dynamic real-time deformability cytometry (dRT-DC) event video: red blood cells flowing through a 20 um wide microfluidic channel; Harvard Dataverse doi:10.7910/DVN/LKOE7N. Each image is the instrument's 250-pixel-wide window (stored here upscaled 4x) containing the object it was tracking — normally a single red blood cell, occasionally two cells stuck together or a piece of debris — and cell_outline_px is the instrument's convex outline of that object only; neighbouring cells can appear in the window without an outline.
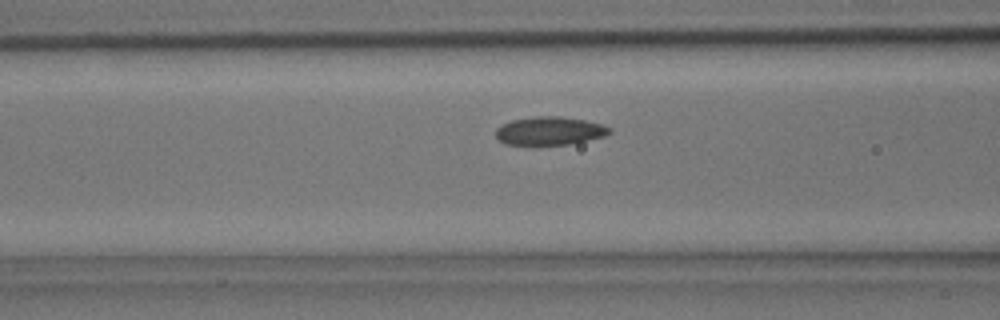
{"species": "common noctule bat (a hibernating species)", "species_latin": "Nyctalus noctula", "temperature_condition": "room temperature", "stored_images_in_passage": 24, "camera_frame_rate_fps": 3000, "um_per_image_px": 0.085, "animal": {"sex": "male", "body_mass_g": 15.6}, "frame": {"image": 1, "passage_image": 4, "time_ms": 1.0, "image_size_px": [1000, 320], "cell_outline_px": [[612, 132], [604, 136], [568, 144], [536, 148], [532, 148], [504, 144], [496, 136], [496, 128], [512, 120], [536, 116], [560, 116], [584, 120], [604, 124], [612, 128]], "centroid_in_image_um": [46.69, 11.17], "position_along_channel_um": 119.9, "area_um2": 19.54}}
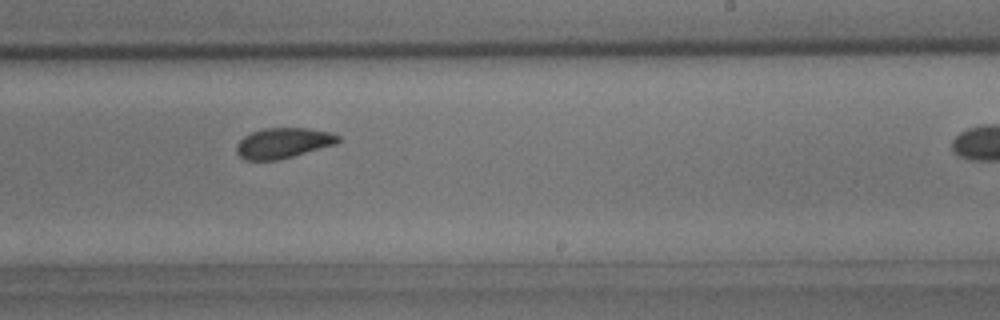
{"frame": {"image": 2, "passage_image": 14, "time_ms": 4.333, "image_size_px": [1000, 320], "cell_outline_px": [[340, 140], [336, 144], [280, 160], [244, 160], [236, 152], [236, 144], [244, 136], [252, 132], [264, 128], [308, 128], [332, 132], [340, 136]], "centroid_in_image_um": [24.08, 12.16], "position_along_channel_um": 264.9, "area_um2": 18.15}}